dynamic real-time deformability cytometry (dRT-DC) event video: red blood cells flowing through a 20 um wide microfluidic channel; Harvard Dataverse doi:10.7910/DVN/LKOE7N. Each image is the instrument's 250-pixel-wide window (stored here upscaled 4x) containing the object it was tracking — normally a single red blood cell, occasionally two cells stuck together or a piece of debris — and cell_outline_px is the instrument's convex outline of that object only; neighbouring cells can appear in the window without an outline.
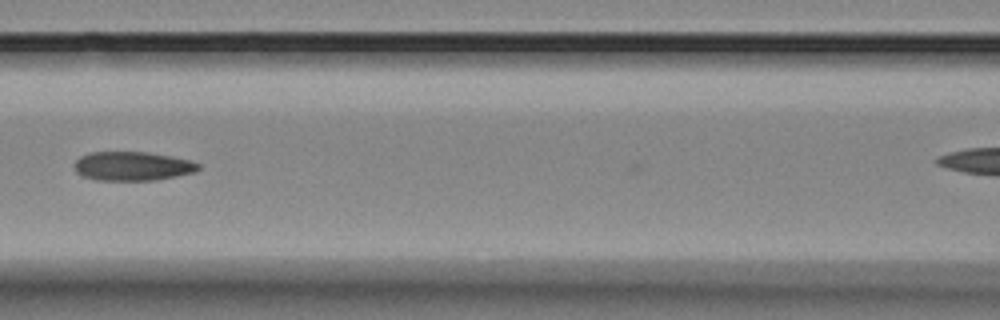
{"species": "Egyptian fruit bat (a non-hibernating species)", "species_latin": "Rousettus aegyptiacus", "temperature_condition": "room temperature", "stored_images_in_passage": 7, "camera_frame_rate_fps": 3000, "um_per_image_px": 0.085, "animal": {"sex": "female"}, "frame": {"image": 1, "passage_image": 6, "time_ms": 5.667, "image_size_px": [1000, 320], "cell_outline_px": [[200, 168], [196, 172], [156, 180], [96, 180], [84, 176], [76, 172], [76, 160], [80, 156], [92, 152], [148, 152], [172, 156], [192, 160], [200, 164]], "centroid_in_image_um": [11.32, 14.12], "position_along_channel_um": 155.3, "area_um2": 20.98}}